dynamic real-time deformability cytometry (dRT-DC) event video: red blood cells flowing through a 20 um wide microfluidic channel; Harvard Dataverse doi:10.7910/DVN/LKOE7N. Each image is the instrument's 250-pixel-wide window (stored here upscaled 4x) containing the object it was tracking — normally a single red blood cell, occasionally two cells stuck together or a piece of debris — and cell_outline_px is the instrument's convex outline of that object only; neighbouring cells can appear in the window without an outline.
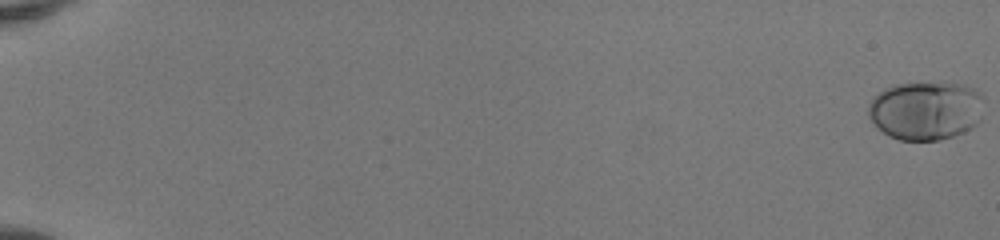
{"species": "human", "species_latin": "Homo sapiens", "temperature_condition": "room temperature", "stored_images_in_passage": 53, "camera_frame_rate_fps": 3000, "um_per_image_px": 0.085, "donor": {"sex": "female"}, "frame": {"image": 1, "passage_image": 1, "time_ms": 0.0, "image_size_px": [1000, 240], "cell_outline_px": [[984, 100], [980, 120], [972, 128], [964, 132], [940, 140], [900, 140], [888, 136], [876, 128], [868, 116], [868, 104], [872, 96], [884, 88], [892, 84], [960, 84], [976, 88], [984, 96]], "centroid_in_image_um": [78.67, 9.4], "position_along_channel_um": 6.3, "area_um2": 40.0}}
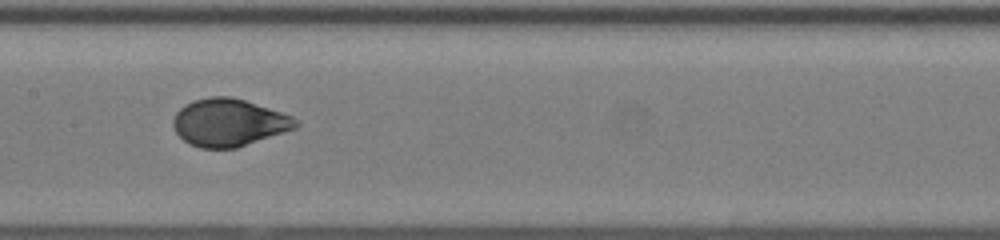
{"frame": {"image": 2, "passage_image": 30, "time_ms": 9.667, "image_size_px": [1000, 240], "cell_outline_px": [[300, 124], [296, 128], [236, 148], [200, 148], [184, 140], [176, 132], [172, 124], [172, 120], [176, 112], [184, 104], [192, 100], [212, 96], [228, 96], [244, 100], [292, 116]], "centroid_in_image_um": [19.42, 10.41], "position_along_channel_um": 188.0, "area_um2": 33.7}}
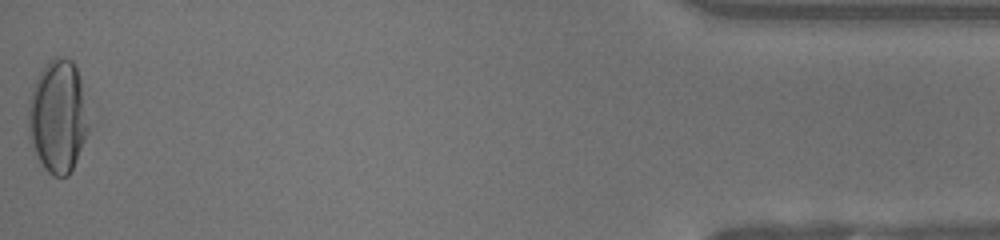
{"frame": {"image": 3, "passage_image": 53, "time_ms": 17.333, "image_size_px": [1000, 240], "cell_outline_px": [[88, 132], [76, 160], [68, 176], [52, 176], [44, 168], [36, 156], [28, 136], [28, 108], [32, 88], [40, 72], [48, 60], [56, 56], [60, 56], [72, 60], [76, 68], [80, 80], [88, 124]], "centroid_in_image_um": [4.89, 9.91], "position_along_channel_um": 430.3, "area_um2": 39.3}, "authors_computed_cell_mechanics": {"area_um2": 34.5644, "velocity_mm_per_s": 4.1453, "shape_relaxation_time_tau1_ms": 3.9749, "shape_relaxation_time_tau2_ms": null, "deformation_change_tau1": 0.1967, "deformation_change_tau2": null}}